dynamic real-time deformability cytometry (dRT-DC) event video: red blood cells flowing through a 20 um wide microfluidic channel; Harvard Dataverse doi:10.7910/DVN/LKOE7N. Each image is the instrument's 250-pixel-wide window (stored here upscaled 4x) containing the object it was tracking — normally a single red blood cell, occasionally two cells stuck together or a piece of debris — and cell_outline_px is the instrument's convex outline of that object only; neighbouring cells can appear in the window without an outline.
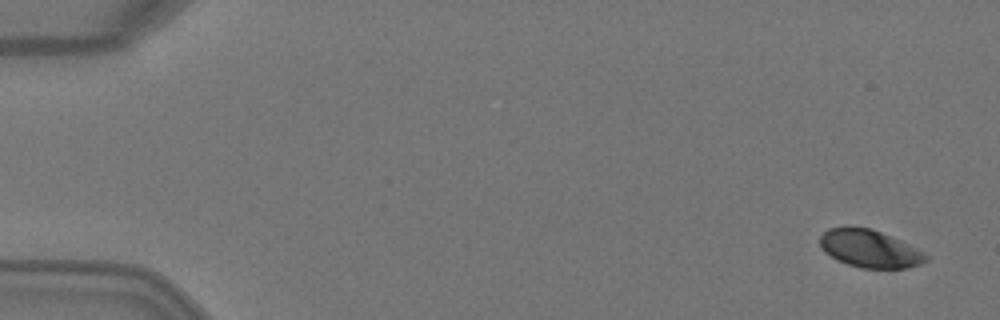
{"species": "Egyptian fruit bat (a non-hibernating species)", "species_latin": "Rousettus aegyptiacus", "temperature_condition": "warm", "stored_images_in_passage": 5, "camera_frame_rate_fps": 3000, "um_per_image_px": 0.085, "animal": {"sex": "female"}, "frame": {"image": 1, "passage_image": 1, "time_ms": 0.0, "image_size_px": [1000, 320], "cell_outline_px": [[928, 260], [920, 264], [908, 268], [860, 268], [836, 260], [824, 252], [820, 248], [820, 236], [828, 228], [848, 224], [872, 228], [900, 240], [924, 252], [928, 256]], "centroid_in_image_um": [73.87, 21.11], "position_along_channel_um": 11.1, "area_um2": 23.76}}
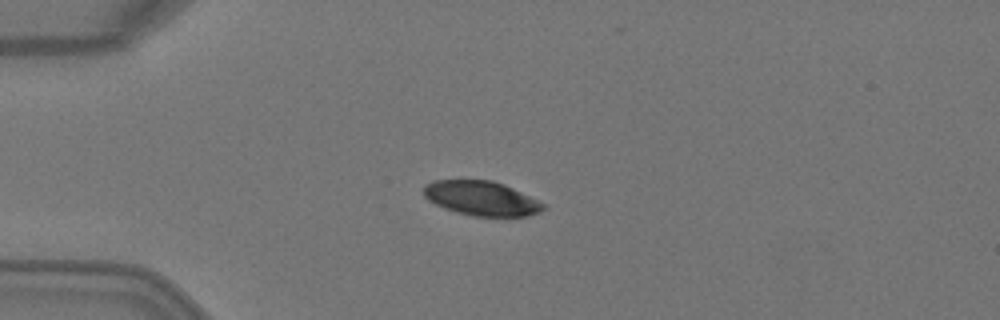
{"frame": {"image": 2, "passage_image": 4, "time_ms": 1.0, "image_size_px": [1000, 320], "cell_outline_px": [[548, 208], [540, 212], [528, 216], [472, 216], [456, 212], [444, 208], [428, 200], [424, 196], [424, 184], [436, 180], [492, 180], [504, 184], [544, 204]], "centroid_in_image_um": [40.91, 16.86], "position_along_channel_um": 44.1, "area_um2": 23.93}}